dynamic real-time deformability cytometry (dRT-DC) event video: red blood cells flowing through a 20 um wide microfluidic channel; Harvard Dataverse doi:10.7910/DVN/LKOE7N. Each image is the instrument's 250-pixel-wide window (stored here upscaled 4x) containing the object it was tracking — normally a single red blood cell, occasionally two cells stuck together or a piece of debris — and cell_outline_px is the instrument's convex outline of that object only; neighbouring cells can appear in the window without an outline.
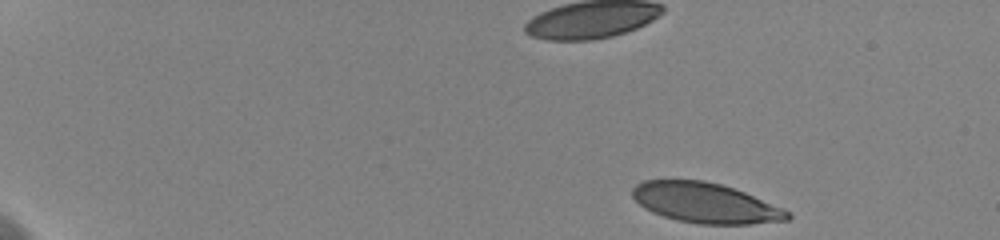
{"species": "human", "species_latin": "Homo sapiens", "temperature_condition": "cold", "stored_images_in_passage": 51, "camera_frame_rate_fps": 3000, "um_per_image_px": 0.085, "donor": {"sex": "female"}, "frame": {"image": 1, "passage_image": 1, "time_ms": 0.0, "image_size_px": [1000, 240], "cell_outline_px": [[792, 216], [788, 220], [748, 224], [696, 224], [676, 220], [652, 212], [644, 208], [632, 196], [632, 188], [636, 184], [644, 180], [704, 180], [720, 184], [744, 192], [780, 208], [788, 212]], "centroid_in_image_um": [59.9, 17.25], "position_along_channel_um": 25.1, "area_um2": 35.89}}
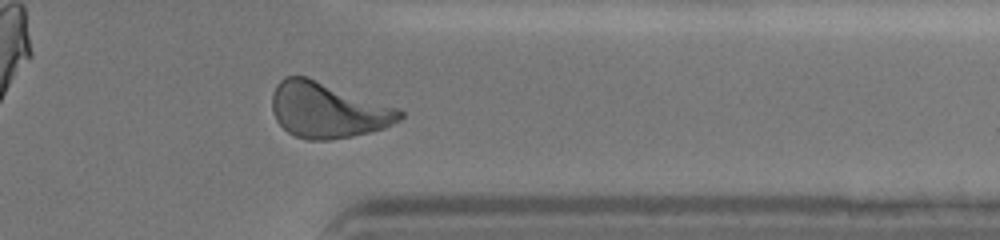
{"frame": {"image": 2, "passage_image": 42, "time_ms": 13.667, "image_size_px": [1000, 240], "cell_outline_px": [[404, 116], [400, 120], [384, 128], [352, 136], [328, 140], [308, 140], [296, 136], [288, 132], [276, 120], [272, 112], [272, 92], [276, 84], [284, 76], [308, 76], [400, 108], [404, 112]], "centroid_in_image_um": [27.86, 9.34], "position_along_channel_um": 383.5, "area_um2": 41.73}}
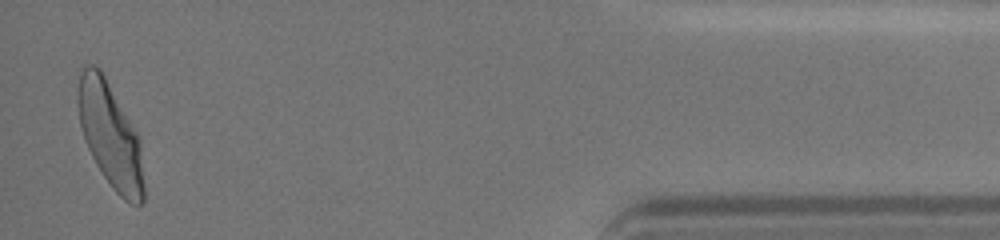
{"frame": {"image": 3, "passage_image": 50, "time_ms": 16.333, "image_size_px": [1000, 240], "cell_outline_px": [[144, 200], [140, 204], [132, 204], [124, 200], [112, 188], [96, 164], [88, 148], [80, 124], [80, 72], [84, 64], [96, 64], [100, 68], [140, 136], [144, 184]], "centroid_in_image_um": [9.43, 11.52], "position_along_channel_um": 425.8, "area_um2": 39.82}, "authors_computed_cell_mechanics": {"area_um2": 39.2462, "velocity_mm_per_s": 3.6048, "shape_relaxation_time_tau1_ms": 4.1233, "shape_relaxation_time_tau2_ms": 1.0165, "deformation_change_tau1": 0.1774, "deformation_change_tau2": 0.0719}}